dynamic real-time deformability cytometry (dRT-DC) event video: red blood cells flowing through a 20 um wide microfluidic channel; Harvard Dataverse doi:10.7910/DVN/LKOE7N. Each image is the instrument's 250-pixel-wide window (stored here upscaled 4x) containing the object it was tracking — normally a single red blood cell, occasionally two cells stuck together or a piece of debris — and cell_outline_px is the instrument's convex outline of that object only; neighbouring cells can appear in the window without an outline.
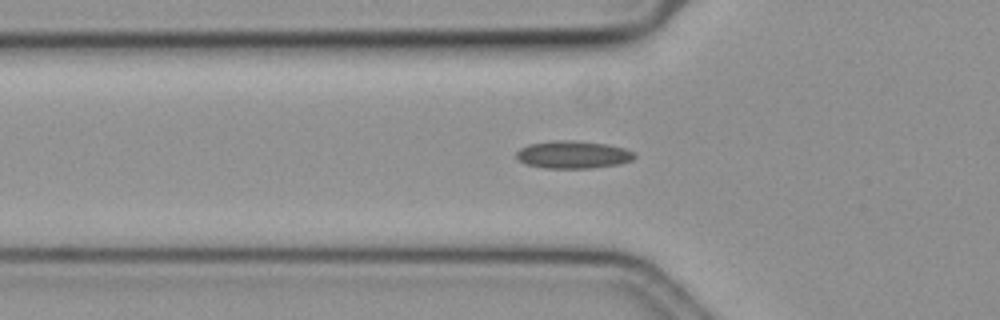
{"species": "common noctule bat (a hibernating species)", "species_latin": "Nyctalus noctula", "temperature_condition": "cold", "stored_images_in_passage": 35, "camera_frame_rate_fps": 3000, "um_per_image_px": 0.085, "animal": {"sex": "female", "body_mass_g": 19.3, "forearm_length_mm": 54.1}, "frame": {"image": 1, "passage_image": 3, "time_ms": 0.667, "image_size_px": [1000, 320], "cell_outline_px": [[636, 156], [632, 160], [620, 164], [592, 168], [544, 168], [524, 164], [516, 160], [516, 152], [520, 148], [528, 144], [552, 140], [572, 140], [608, 144], [624, 148], [632, 152]], "centroid_in_image_um": [48.66, 13.14], "position_along_channel_um": 77.1, "area_um2": 19.25}}
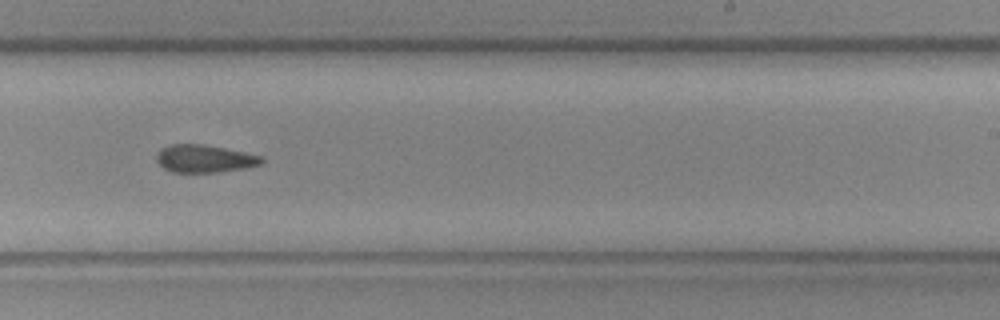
{"frame": {"image": 2, "passage_image": 19, "time_ms": 6.0, "image_size_px": [1000, 320], "cell_outline_px": [[264, 160], [260, 164], [244, 168], [220, 172], [172, 172], [164, 168], [156, 160], [156, 152], [160, 148], [172, 144], [200, 144], [224, 148], [244, 152], [260, 156]], "centroid_in_image_um": [17.33, 13.48], "position_along_channel_um": 271.7, "area_um2": 16.82}}
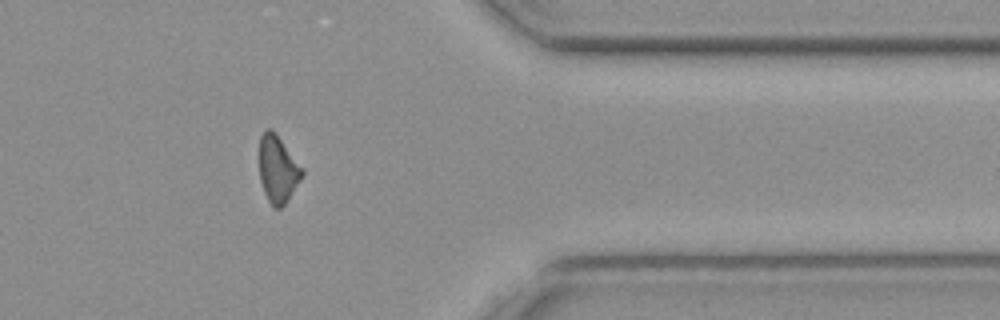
{"frame": {"image": 3, "passage_image": 30, "time_ms": 9.667, "image_size_px": [1000, 320], "cell_outline_px": [[304, 172], [300, 180], [288, 200], [280, 208], [272, 208], [264, 192], [260, 180], [260, 136], [264, 128], [272, 128], [304, 168]], "centroid_in_image_um": [23.62, 14.36], "position_along_channel_um": 387.8, "area_um2": 16.88}}